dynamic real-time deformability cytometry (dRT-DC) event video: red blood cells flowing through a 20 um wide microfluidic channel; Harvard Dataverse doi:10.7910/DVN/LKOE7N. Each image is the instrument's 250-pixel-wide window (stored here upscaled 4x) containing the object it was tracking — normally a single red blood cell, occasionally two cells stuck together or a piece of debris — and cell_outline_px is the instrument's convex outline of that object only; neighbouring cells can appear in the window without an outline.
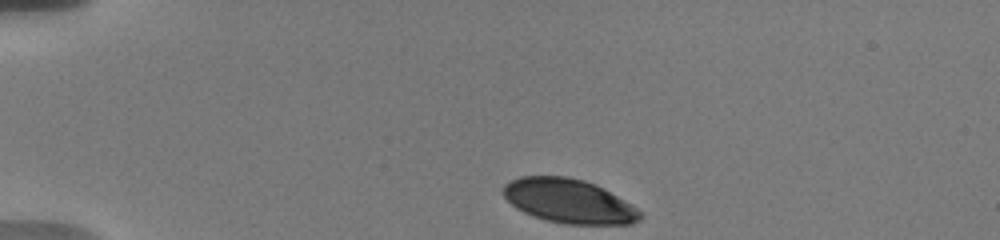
{"species": "human", "species_latin": "Homo sapiens", "temperature_condition": "warm", "stored_images_in_passage": 14, "camera_frame_rate_fps": 3000, "um_per_image_px": 0.085, "donor": {"sex": "male"}, "frame": {"image": 1, "passage_image": 1, "time_ms": 0.0, "image_size_px": [1000, 240], "cell_outline_px": [[644, 216], [640, 220], [632, 224], [564, 224], [544, 220], [524, 212], [516, 208], [504, 196], [504, 184], [520, 176], [568, 176], [584, 180], [596, 184], [632, 204]], "centroid_in_image_um": [48.38, 17.09], "position_along_channel_um": 36.6, "area_um2": 35.26}}
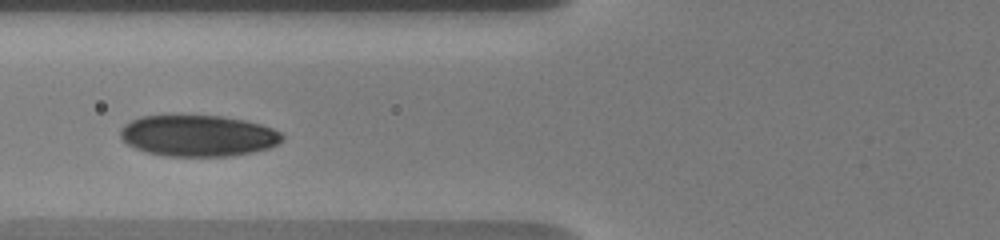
{"frame": {"image": 2, "passage_image": 7, "time_ms": 3.667, "image_size_px": [1000, 240], "cell_outline_px": [[284, 140], [268, 148], [252, 152], [228, 156], [168, 156], [148, 152], [136, 148], [128, 144], [120, 136], [120, 128], [124, 124], [140, 116], [180, 112], [224, 116], [244, 120], [260, 124], [272, 128], [280, 132], [284, 136]], "centroid_in_image_um": [16.8, 11.48], "position_along_channel_um": 109.0, "area_um2": 39.94}}
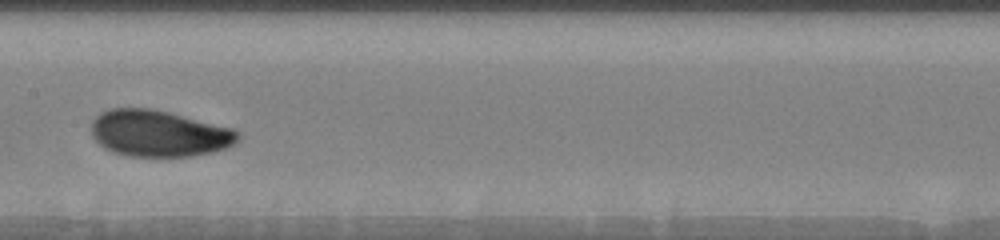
{"frame": {"image": 3, "passage_image": 12, "time_ms": 6.0, "image_size_px": [1000, 240], "cell_outline_px": [[240, 140], [236, 144], [212, 152], [192, 156], [132, 156], [112, 152], [104, 148], [92, 136], [92, 120], [100, 112], [108, 108], [152, 108], [232, 128], [240, 136]], "centroid_in_image_um": [13.49, 11.34], "position_along_channel_um": 193.9, "area_um2": 39.65}}